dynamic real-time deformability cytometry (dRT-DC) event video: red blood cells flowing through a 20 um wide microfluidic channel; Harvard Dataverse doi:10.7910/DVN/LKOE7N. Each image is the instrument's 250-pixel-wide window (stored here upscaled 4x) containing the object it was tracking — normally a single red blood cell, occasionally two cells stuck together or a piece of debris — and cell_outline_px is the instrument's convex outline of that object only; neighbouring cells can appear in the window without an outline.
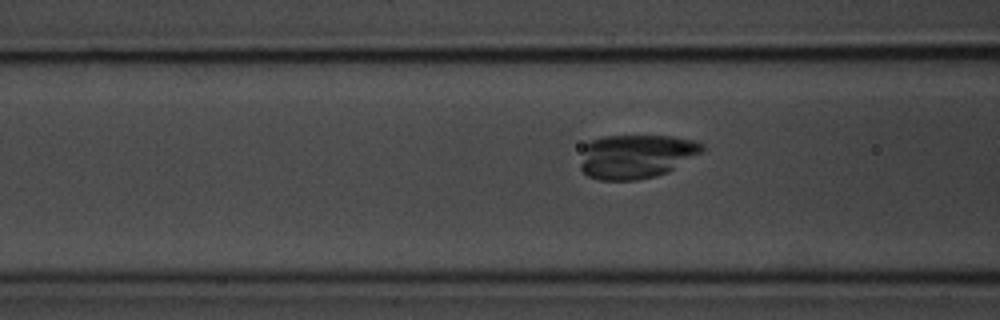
{"species": "common noctule bat (a hibernating species)", "species_latin": "Nyctalus noctula", "temperature_condition": "room temperature", "stored_images_in_passage": 52, "camera_frame_rate_fps": 3000, "um_per_image_px": 0.085, "animal": {"sex": "male", "body_mass_g": 20.1, "forearm_length_mm": 53.5}, "frame": {"image": 1, "passage_image": 21, "time_ms": 6.667, "image_size_px": [1000, 320], "cell_outline_px": [[704, 148], [700, 152], [668, 172], [656, 176], [636, 180], [600, 180], [588, 176], [580, 168], [580, 164], [584, 148], [592, 140], [604, 136], [672, 136], [696, 140], [704, 144]], "centroid_in_image_um": [54.07, 13.29], "position_along_channel_um": 112.5, "area_um2": 31.04}}
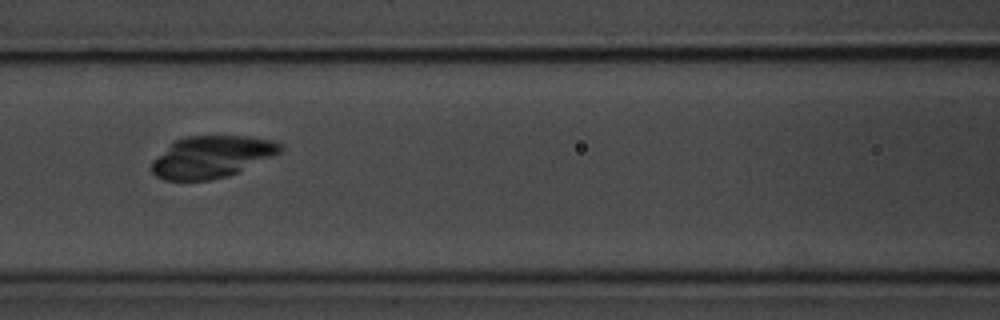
{"frame": {"image": 2, "passage_image": 24, "time_ms": 7.667, "image_size_px": [1000, 320], "cell_outline_px": [[284, 148], [280, 152], [272, 156], [228, 176], [208, 180], [164, 180], [156, 176], [152, 172], [152, 160], [176, 140], [188, 136], [248, 136], [272, 140], [280, 144]], "centroid_in_image_um": [17.98, 13.33], "position_along_channel_um": 148.6, "area_um2": 30.98}}